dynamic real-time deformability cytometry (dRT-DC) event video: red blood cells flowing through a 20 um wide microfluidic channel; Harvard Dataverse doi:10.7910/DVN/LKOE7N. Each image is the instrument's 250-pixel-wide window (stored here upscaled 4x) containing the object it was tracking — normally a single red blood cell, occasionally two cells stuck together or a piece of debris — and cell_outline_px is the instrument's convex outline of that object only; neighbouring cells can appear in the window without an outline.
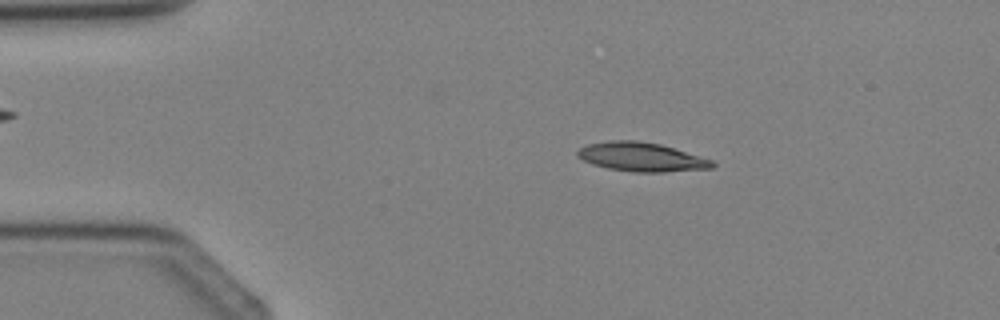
{"species": "Egyptian fruit bat (a non-hibernating species)", "species_latin": "Rousettus aegyptiacus", "temperature_condition": "cold", "stored_images_in_passage": 2, "camera_frame_rate_fps": 3000, "um_per_image_px": 0.085, "animal": {"sex": "female"}, "frame": {"image": 1, "passage_image": 1, "time_ms": 0.0, "image_size_px": [1000, 320], "cell_outline_px": [[716, 164], [712, 168], [664, 172], [636, 172], [608, 168], [592, 164], [576, 156], [576, 152], [580, 148], [588, 144], [608, 140], [636, 140], [660, 144], [712, 160]], "centroid_in_image_um": [54.49, 13.34], "position_along_channel_um": 30.5, "area_um2": 22.6}}